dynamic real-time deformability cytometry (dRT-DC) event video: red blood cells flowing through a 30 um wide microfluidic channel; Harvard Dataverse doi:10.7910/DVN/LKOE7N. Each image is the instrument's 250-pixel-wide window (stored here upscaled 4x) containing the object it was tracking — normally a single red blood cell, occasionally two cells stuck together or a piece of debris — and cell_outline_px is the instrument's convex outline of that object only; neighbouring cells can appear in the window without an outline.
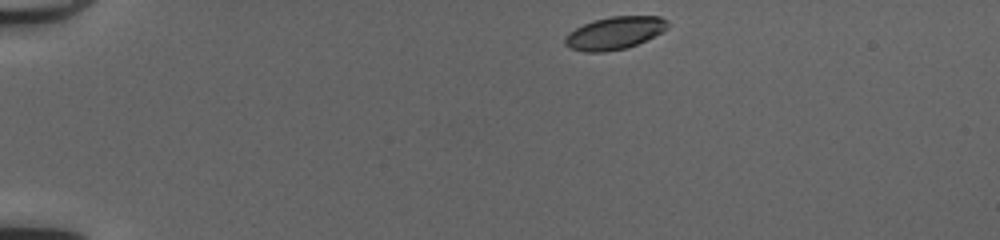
{"species": "common noctule bat (a hibernating species)", "species_latin": "Nyctalus noctula", "temperature_condition": "cold", "stored_images_in_passage": 41, "camera_frame_rate_fps": 3000, "um_per_image_px": 0.085, "animal": {"sex": "female", "body_mass_g": 20.0, "forearm_length_mm": 54.0}, "frame": {"image": 1, "passage_image": 1, "time_ms": 0.0, "image_size_px": [1000, 240], "cell_outline_px": [[668, 28], [636, 44], [624, 48], [604, 52], [584, 52], [568, 48], [564, 44], [564, 36], [568, 32], [584, 24], [596, 20], [612, 16], [660, 16], [668, 20]], "centroid_in_image_um": [52.19, 2.81], "position_along_channel_um": 32.8, "area_um2": 19.36}}
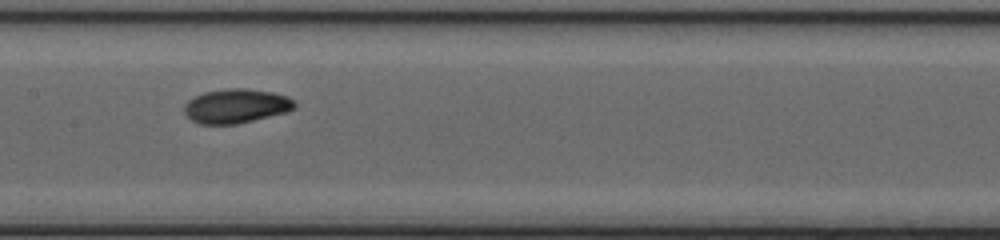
{"frame": {"image": 2, "passage_image": 18, "time_ms": 5.667, "image_size_px": [1000, 240], "cell_outline_px": [[296, 108], [288, 112], [236, 124], [200, 124], [192, 120], [184, 112], [184, 104], [188, 100], [204, 92], [228, 88], [244, 88], [272, 92], [288, 96], [296, 100]], "centroid_in_image_um": [20.11, 9.01], "position_along_channel_um": 187.3, "area_um2": 22.14}}
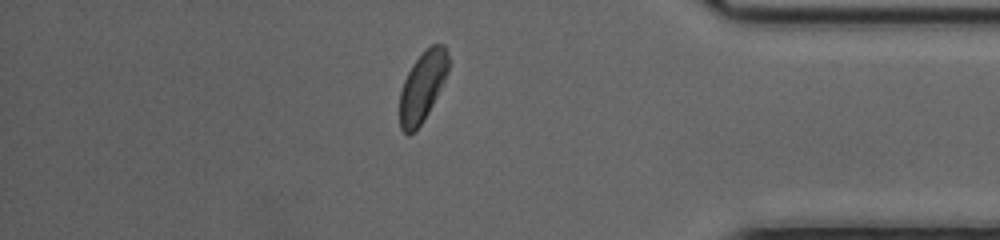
{"frame": {"image": 3, "passage_image": 35, "time_ms": 11.333, "image_size_px": [1000, 240], "cell_outline_px": [[448, 68], [444, 80], [428, 112], [420, 124], [408, 136], [400, 128], [400, 92], [404, 80], [412, 64], [432, 44], [444, 44], [448, 52]], "centroid_in_image_um": [35.9, 7.35], "position_along_channel_um": 399.3, "area_um2": 19.31}, "authors_computed_cell_mechanics": {"area_um2": 21.0392, "velocity_mm_per_s": 4.1346, "shape_relaxation_time_tau1_ms": 3.4375, "shape_relaxation_time_tau2_ms": 2.5145, "deformation_change_tau1": 0.1241, "deformation_change_tau2": 0.0664}}